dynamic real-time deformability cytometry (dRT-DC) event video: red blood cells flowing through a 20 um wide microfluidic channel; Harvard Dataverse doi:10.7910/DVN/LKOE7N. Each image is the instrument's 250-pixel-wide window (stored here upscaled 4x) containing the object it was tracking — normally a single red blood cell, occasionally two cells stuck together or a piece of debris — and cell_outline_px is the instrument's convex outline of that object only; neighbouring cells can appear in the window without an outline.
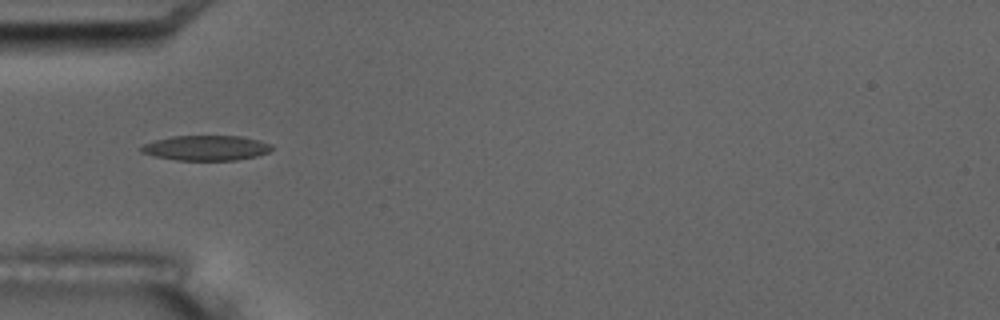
{"species": "common noctule bat (a hibernating species)", "species_latin": "Nyctalus noctula", "temperature_condition": "room temperature", "stored_images_in_passage": 3, "camera_frame_rate_fps": 3000, "um_per_image_px": 0.085, "animal": {"sex": "male", "body_mass_g": 17.5, "forearm_length_mm": 52.3}, "frame": {"image": 1, "passage_image": 2, "time_ms": 1.0, "image_size_px": [1000, 320], "cell_outline_px": [[272, 148], [268, 152], [256, 156], [236, 160], [176, 160], [156, 156], [140, 152], [140, 148], [144, 144], [156, 140], [172, 136], [240, 136], [260, 140], [272, 144]], "centroid_in_image_um": [17.54, 12.57], "position_along_channel_um": 67.5, "area_um2": 18.96}}